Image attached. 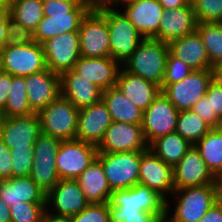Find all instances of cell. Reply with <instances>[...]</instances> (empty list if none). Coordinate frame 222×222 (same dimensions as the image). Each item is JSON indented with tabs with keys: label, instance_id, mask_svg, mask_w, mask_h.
Returning <instances> with one entry per match:
<instances>
[{
	"label": "cell",
	"instance_id": "cell-1",
	"mask_svg": "<svg viewBox=\"0 0 222 222\" xmlns=\"http://www.w3.org/2000/svg\"><path fill=\"white\" fill-rule=\"evenodd\" d=\"M43 18L34 31L35 42L42 44L56 35L78 31L91 10L81 0H43Z\"/></svg>",
	"mask_w": 222,
	"mask_h": 222
},
{
	"label": "cell",
	"instance_id": "cell-2",
	"mask_svg": "<svg viewBox=\"0 0 222 222\" xmlns=\"http://www.w3.org/2000/svg\"><path fill=\"white\" fill-rule=\"evenodd\" d=\"M168 53V43L156 38H144L122 67L159 86L162 91Z\"/></svg>",
	"mask_w": 222,
	"mask_h": 222
},
{
	"label": "cell",
	"instance_id": "cell-3",
	"mask_svg": "<svg viewBox=\"0 0 222 222\" xmlns=\"http://www.w3.org/2000/svg\"><path fill=\"white\" fill-rule=\"evenodd\" d=\"M107 20L110 41V57L118 61L121 66L136 50L144 37L139 33L131 21L115 9L103 7L97 9Z\"/></svg>",
	"mask_w": 222,
	"mask_h": 222
},
{
	"label": "cell",
	"instance_id": "cell-4",
	"mask_svg": "<svg viewBox=\"0 0 222 222\" xmlns=\"http://www.w3.org/2000/svg\"><path fill=\"white\" fill-rule=\"evenodd\" d=\"M41 132L61 141L76 139L79 109L60 95L37 113Z\"/></svg>",
	"mask_w": 222,
	"mask_h": 222
},
{
	"label": "cell",
	"instance_id": "cell-5",
	"mask_svg": "<svg viewBox=\"0 0 222 222\" xmlns=\"http://www.w3.org/2000/svg\"><path fill=\"white\" fill-rule=\"evenodd\" d=\"M144 151L98 153L104 174L112 191L128 189L139 180L141 154Z\"/></svg>",
	"mask_w": 222,
	"mask_h": 222
},
{
	"label": "cell",
	"instance_id": "cell-6",
	"mask_svg": "<svg viewBox=\"0 0 222 222\" xmlns=\"http://www.w3.org/2000/svg\"><path fill=\"white\" fill-rule=\"evenodd\" d=\"M172 194L178 199L171 215L173 222H198L216 203L214 184L175 189Z\"/></svg>",
	"mask_w": 222,
	"mask_h": 222
},
{
	"label": "cell",
	"instance_id": "cell-7",
	"mask_svg": "<svg viewBox=\"0 0 222 222\" xmlns=\"http://www.w3.org/2000/svg\"><path fill=\"white\" fill-rule=\"evenodd\" d=\"M4 72L25 77L47 69L42 44L5 45L0 51Z\"/></svg>",
	"mask_w": 222,
	"mask_h": 222
},
{
	"label": "cell",
	"instance_id": "cell-8",
	"mask_svg": "<svg viewBox=\"0 0 222 222\" xmlns=\"http://www.w3.org/2000/svg\"><path fill=\"white\" fill-rule=\"evenodd\" d=\"M61 140L40 132L34 144V161L30 177L47 194L60 180L56 154Z\"/></svg>",
	"mask_w": 222,
	"mask_h": 222
},
{
	"label": "cell",
	"instance_id": "cell-9",
	"mask_svg": "<svg viewBox=\"0 0 222 222\" xmlns=\"http://www.w3.org/2000/svg\"><path fill=\"white\" fill-rule=\"evenodd\" d=\"M98 156L97 146L73 139L61 141L56 154V169L60 179L76 180Z\"/></svg>",
	"mask_w": 222,
	"mask_h": 222
},
{
	"label": "cell",
	"instance_id": "cell-10",
	"mask_svg": "<svg viewBox=\"0 0 222 222\" xmlns=\"http://www.w3.org/2000/svg\"><path fill=\"white\" fill-rule=\"evenodd\" d=\"M214 78V69L194 70L184 80L167 85L161 92L178 111L191 110L206 95Z\"/></svg>",
	"mask_w": 222,
	"mask_h": 222
},
{
	"label": "cell",
	"instance_id": "cell-11",
	"mask_svg": "<svg viewBox=\"0 0 222 222\" xmlns=\"http://www.w3.org/2000/svg\"><path fill=\"white\" fill-rule=\"evenodd\" d=\"M78 32L81 56L90 58L110 57L107 20L97 9H91L86 14Z\"/></svg>",
	"mask_w": 222,
	"mask_h": 222
},
{
	"label": "cell",
	"instance_id": "cell-12",
	"mask_svg": "<svg viewBox=\"0 0 222 222\" xmlns=\"http://www.w3.org/2000/svg\"><path fill=\"white\" fill-rule=\"evenodd\" d=\"M179 111L162 93L143 112L142 129L148 145L159 137L176 132Z\"/></svg>",
	"mask_w": 222,
	"mask_h": 222
},
{
	"label": "cell",
	"instance_id": "cell-13",
	"mask_svg": "<svg viewBox=\"0 0 222 222\" xmlns=\"http://www.w3.org/2000/svg\"><path fill=\"white\" fill-rule=\"evenodd\" d=\"M47 68L62 74L71 70L80 58L79 32H66L42 43Z\"/></svg>",
	"mask_w": 222,
	"mask_h": 222
},
{
	"label": "cell",
	"instance_id": "cell-14",
	"mask_svg": "<svg viewBox=\"0 0 222 222\" xmlns=\"http://www.w3.org/2000/svg\"><path fill=\"white\" fill-rule=\"evenodd\" d=\"M148 148L142 125L114 121L97 146L98 153L145 151Z\"/></svg>",
	"mask_w": 222,
	"mask_h": 222
},
{
	"label": "cell",
	"instance_id": "cell-15",
	"mask_svg": "<svg viewBox=\"0 0 222 222\" xmlns=\"http://www.w3.org/2000/svg\"><path fill=\"white\" fill-rule=\"evenodd\" d=\"M40 132V120L37 113L0 117V138L9 149L34 148Z\"/></svg>",
	"mask_w": 222,
	"mask_h": 222
},
{
	"label": "cell",
	"instance_id": "cell-16",
	"mask_svg": "<svg viewBox=\"0 0 222 222\" xmlns=\"http://www.w3.org/2000/svg\"><path fill=\"white\" fill-rule=\"evenodd\" d=\"M138 184L151 188L166 200V205H170L166 194L175 190L173 168L148 148L141 154Z\"/></svg>",
	"mask_w": 222,
	"mask_h": 222
},
{
	"label": "cell",
	"instance_id": "cell-17",
	"mask_svg": "<svg viewBox=\"0 0 222 222\" xmlns=\"http://www.w3.org/2000/svg\"><path fill=\"white\" fill-rule=\"evenodd\" d=\"M109 207H131L160 216L166 212V200L147 186L136 184L128 189L114 190Z\"/></svg>",
	"mask_w": 222,
	"mask_h": 222
},
{
	"label": "cell",
	"instance_id": "cell-18",
	"mask_svg": "<svg viewBox=\"0 0 222 222\" xmlns=\"http://www.w3.org/2000/svg\"><path fill=\"white\" fill-rule=\"evenodd\" d=\"M211 173L195 146H191L184 157L173 167L175 189L214 184Z\"/></svg>",
	"mask_w": 222,
	"mask_h": 222
},
{
	"label": "cell",
	"instance_id": "cell-19",
	"mask_svg": "<svg viewBox=\"0 0 222 222\" xmlns=\"http://www.w3.org/2000/svg\"><path fill=\"white\" fill-rule=\"evenodd\" d=\"M52 204V213L72 217L90 203L86 200L77 180L60 179L46 194V207ZM55 210V212L53 211Z\"/></svg>",
	"mask_w": 222,
	"mask_h": 222
},
{
	"label": "cell",
	"instance_id": "cell-20",
	"mask_svg": "<svg viewBox=\"0 0 222 222\" xmlns=\"http://www.w3.org/2000/svg\"><path fill=\"white\" fill-rule=\"evenodd\" d=\"M112 122L108 108L102 100L81 108L76 139L98 146Z\"/></svg>",
	"mask_w": 222,
	"mask_h": 222
},
{
	"label": "cell",
	"instance_id": "cell-21",
	"mask_svg": "<svg viewBox=\"0 0 222 222\" xmlns=\"http://www.w3.org/2000/svg\"><path fill=\"white\" fill-rule=\"evenodd\" d=\"M28 102L31 110L38 113L61 95V76L48 68L25 76Z\"/></svg>",
	"mask_w": 222,
	"mask_h": 222
},
{
	"label": "cell",
	"instance_id": "cell-22",
	"mask_svg": "<svg viewBox=\"0 0 222 222\" xmlns=\"http://www.w3.org/2000/svg\"><path fill=\"white\" fill-rule=\"evenodd\" d=\"M60 76L61 95L76 108L81 109L102 100L103 91L73 69L63 72Z\"/></svg>",
	"mask_w": 222,
	"mask_h": 222
},
{
	"label": "cell",
	"instance_id": "cell-23",
	"mask_svg": "<svg viewBox=\"0 0 222 222\" xmlns=\"http://www.w3.org/2000/svg\"><path fill=\"white\" fill-rule=\"evenodd\" d=\"M163 10L158 0H136L123 12L144 38L159 39Z\"/></svg>",
	"mask_w": 222,
	"mask_h": 222
},
{
	"label": "cell",
	"instance_id": "cell-24",
	"mask_svg": "<svg viewBox=\"0 0 222 222\" xmlns=\"http://www.w3.org/2000/svg\"><path fill=\"white\" fill-rule=\"evenodd\" d=\"M121 64L111 57L90 58L80 56L73 70L93 82L102 91L116 85Z\"/></svg>",
	"mask_w": 222,
	"mask_h": 222
},
{
	"label": "cell",
	"instance_id": "cell-25",
	"mask_svg": "<svg viewBox=\"0 0 222 222\" xmlns=\"http://www.w3.org/2000/svg\"><path fill=\"white\" fill-rule=\"evenodd\" d=\"M198 22L193 5L164 9L159 25V40L169 43L174 39L184 37L196 31Z\"/></svg>",
	"mask_w": 222,
	"mask_h": 222
},
{
	"label": "cell",
	"instance_id": "cell-26",
	"mask_svg": "<svg viewBox=\"0 0 222 222\" xmlns=\"http://www.w3.org/2000/svg\"><path fill=\"white\" fill-rule=\"evenodd\" d=\"M169 52L193 71L215 69L209 60L203 40L197 31L168 43Z\"/></svg>",
	"mask_w": 222,
	"mask_h": 222
},
{
	"label": "cell",
	"instance_id": "cell-27",
	"mask_svg": "<svg viewBox=\"0 0 222 222\" xmlns=\"http://www.w3.org/2000/svg\"><path fill=\"white\" fill-rule=\"evenodd\" d=\"M0 199L9 207L21 201L46 203V193L30 176L0 180Z\"/></svg>",
	"mask_w": 222,
	"mask_h": 222
},
{
	"label": "cell",
	"instance_id": "cell-28",
	"mask_svg": "<svg viewBox=\"0 0 222 222\" xmlns=\"http://www.w3.org/2000/svg\"><path fill=\"white\" fill-rule=\"evenodd\" d=\"M138 108L145 111L160 94L161 88L121 68L115 85Z\"/></svg>",
	"mask_w": 222,
	"mask_h": 222
},
{
	"label": "cell",
	"instance_id": "cell-29",
	"mask_svg": "<svg viewBox=\"0 0 222 222\" xmlns=\"http://www.w3.org/2000/svg\"><path fill=\"white\" fill-rule=\"evenodd\" d=\"M89 203H108L112 190L101 161L96 158L76 179Z\"/></svg>",
	"mask_w": 222,
	"mask_h": 222
},
{
	"label": "cell",
	"instance_id": "cell-30",
	"mask_svg": "<svg viewBox=\"0 0 222 222\" xmlns=\"http://www.w3.org/2000/svg\"><path fill=\"white\" fill-rule=\"evenodd\" d=\"M102 101L106 104L112 121L142 124L144 111L133 104L116 86L103 91Z\"/></svg>",
	"mask_w": 222,
	"mask_h": 222
},
{
	"label": "cell",
	"instance_id": "cell-31",
	"mask_svg": "<svg viewBox=\"0 0 222 222\" xmlns=\"http://www.w3.org/2000/svg\"><path fill=\"white\" fill-rule=\"evenodd\" d=\"M192 145L177 132L154 140L149 148L172 168L184 157Z\"/></svg>",
	"mask_w": 222,
	"mask_h": 222
},
{
	"label": "cell",
	"instance_id": "cell-32",
	"mask_svg": "<svg viewBox=\"0 0 222 222\" xmlns=\"http://www.w3.org/2000/svg\"><path fill=\"white\" fill-rule=\"evenodd\" d=\"M214 176L222 174V127L212 128L195 145Z\"/></svg>",
	"mask_w": 222,
	"mask_h": 222
},
{
	"label": "cell",
	"instance_id": "cell-33",
	"mask_svg": "<svg viewBox=\"0 0 222 222\" xmlns=\"http://www.w3.org/2000/svg\"><path fill=\"white\" fill-rule=\"evenodd\" d=\"M10 17L34 32L43 18L42 0H8Z\"/></svg>",
	"mask_w": 222,
	"mask_h": 222
},
{
	"label": "cell",
	"instance_id": "cell-34",
	"mask_svg": "<svg viewBox=\"0 0 222 222\" xmlns=\"http://www.w3.org/2000/svg\"><path fill=\"white\" fill-rule=\"evenodd\" d=\"M12 88L5 108L0 112V117H16L33 114L28 102L25 77L12 76Z\"/></svg>",
	"mask_w": 222,
	"mask_h": 222
},
{
	"label": "cell",
	"instance_id": "cell-35",
	"mask_svg": "<svg viewBox=\"0 0 222 222\" xmlns=\"http://www.w3.org/2000/svg\"><path fill=\"white\" fill-rule=\"evenodd\" d=\"M212 128L192 110L179 111L176 132L192 146Z\"/></svg>",
	"mask_w": 222,
	"mask_h": 222
},
{
	"label": "cell",
	"instance_id": "cell-36",
	"mask_svg": "<svg viewBox=\"0 0 222 222\" xmlns=\"http://www.w3.org/2000/svg\"><path fill=\"white\" fill-rule=\"evenodd\" d=\"M196 31L203 40L211 65L222 63V22L198 23Z\"/></svg>",
	"mask_w": 222,
	"mask_h": 222
},
{
	"label": "cell",
	"instance_id": "cell-37",
	"mask_svg": "<svg viewBox=\"0 0 222 222\" xmlns=\"http://www.w3.org/2000/svg\"><path fill=\"white\" fill-rule=\"evenodd\" d=\"M46 203H29L21 201L10 207L11 222H42Z\"/></svg>",
	"mask_w": 222,
	"mask_h": 222
},
{
	"label": "cell",
	"instance_id": "cell-38",
	"mask_svg": "<svg viewBox=\"0 0 222 222\" xmlns=\"http://www.w3.org/2000/svg\"><path fill=\"white\" fill-rule=\"evenodd\" d=\"M198 23L222 22V0L191 1Z\"/></svg>",
	"mask_w": 222,
	"mask_h": 222
},
{
	"label": "cell",
	"instance_id": "cell-39",
	"mask_svg": "<svg viewBox=\"0 0 222 222\" xmlns=\"http://www.w3.org/2000/svg\"><path fill=\"white\" fill-rule=\"evenodd\" d=\"M193 70L181 60L174 57L170 52L166 59L162 90L169 84L184 80Z\"/></svg>",
	"mask_w": 222,
	"mask_h": 222
},
{
	"label": "cell",
	"instance_id": "cell-40",
	"mask_svg": "<svg viewBox=\"0 0 222 222\" xmlns=\"http://www.w3.org/2000/svg\"><path fill=\"white\" fill-rule=\"evenodd\" d=\"M12 177L29 176L34 161V148L10 149Z\"/></svg>",
	"mask_w": 222,
	"mask_h": 222
},
{
	"label": "cell",
	"instance_id": "cell-41",
	"mask_svg": "<svg viewBox=\"0 0 222 222\" xmlns=\"http://www.w3.org/2000/svg\"><path fill=\"white\" fill-rule=\"evenodd\" d=\"M70 218L71 222H111L109 203H90Z\"/></svg>",
	"mask_w": 222,
	"mask_h": 222
},
{
	"label": "cell",
	"instance_id": "cell-42",
	"mask_svg": "<svg viewBox=\"0 0 222 222\" xmlns=\"http://www.w3.org/2000/svg\"><path fill=\"white\" fill-rule=\"evenodd\" d=\"M153 213L131 207H110L111 222H151Z\"/></svg>",
	"mask_w": 222,
	"mask_h": 222
},
{
	"label": "cell",
	"instance_id": "cell-43",
	"mask_svg": "<svg viewBox=\"0 0 222 222\" xmlns=\"http://www.w3.org/2000/svg\"><path fill=\"white\" fill-rule=\"evenodd\" d=\"M7 44L24 45L32 44L34 40V32L26 29L21 23L15 21L9 16L7 23Z\"/></svg>",
	"mask_w": 222,
	"mask_h": 222
},
{
	"label": "cell",
	"instance_id": "cell-44",
	"mask_svg": "<svg viewBox=\"0 0 222 222\" xmlns=\"http://www.w3.org/2000/svg\"><path fill=\"white\" fill-rule=\"evenodd\" d=\"M200 118H202L211 128L222 127V121L215 113H212L211 100L204 95L192 108Z\"/></svg>",
	"mask_w": 222,
	"mask_h": 222
},
{
	"label": "cell",
	"instance_id": "cell-45",
	"mask_svg": "<svg viewBox=\"0 0 222 222\" xmlns=\"http://www.w3.org/2000/svg\"><path fill=\"white\" fill-rule=\"evenodd\" d=\"M206 96L211 100L212 113L222 121V83L214 78L208 86Z\"/></svg>",
	"mask_w": 222,
	"mask_h": 222
},
{
	"label": "cell",
	"instance_id": "cell-46",
	"mask_svg": "<svg viewBox=\"0 0 222 222\" xmlns=\"http://www.w3.org/2000/svg\"><path fill=\"white\" fill-rule=\"evenodd\" d=\"M12 177V160L10 149L0 138V180Z\"/></svg>",
	"mask_w": 222,
	"mask_h": 222
},
{
	"label": "cell",
	"instance_id": "cell-47",
	"mask_svg": "<svg viewBox=\"0 0 222 222\" xmlns=\"http://www.w3.org/2000/svg\"><path fill=\"white\" fill-rule=\"evenodd\" d=\"M11 86L12 75L4 72L0 75V112L5 108Z\"/></svg>",
	"mask_w": 222,
	"mask_h": 222
},
{
	"label": "cell",
	"instance_id": "cell-48",
	"mask_svg": "<svg viewBox=\"0 0 222 222\" xmlns=\"http://www.w3.org/2000/svg\"><path fill=\"white\" fill-rule=\"evenodd\" d=\"M198 222H222V205L215 203Z\"/></svg>",
	"mask_w": 222,
	"mask_h": 222
},
{
	"label": "cell",
	"instance_id": "cell-49",
	"mask_svg": "<svg viewBox=\"0 0 222 222\" xmlns=\"http://www.w3.org/2000/svg\"><path fill=\"white\" fill-rule=\"evenodd\" d=\"M10 16L9 10L7 9L5 12L0 14V51L2 48L7 45V27L6 23Z\"/></svg>",
	"mask_w": 222,
	"mask_h": 222
},
{
	"label": "cell",
	"instance_id": "cell-50",
	"mask_svg": "<svg viewBox=\"0 0 222 222\" xmlns=\"http://www.w3.org/2000/svg\"><path fill=\"white\" fill-rule=\"evenodd\" d=\"M42 222H71V218L68 216L51 213L48 209H45Z\"/></svg>",
	"mask_w": 222,
	"mask_h": 222
},
{
	"label": "cell",
	"instance_id": "cell-51",
	"mask_svg": "<svg viewBox=\"0 0 222 222\" xmlns=\"http://www.w3.org/2000/svg\"><path fill=\"white\" fill-rule=\"evenodd\" d=\"M163 9L181 8L190 3V0H158Z\"/></svg>",
	"mask_w": 222,
	"mask_h": 222
},
{
	"label": "cell",
	"instance_id": "cell-52",
	"mask_svg": "<svg viewBox=\"0 0 222 222\" xmlns=\"http://www.w3.org/2000/svg\"><path fill=\"white\" fill-rule=\"evenodd\" d=\"M90 9H100L108 7L112 0H81Z\"/></svg>",
	"mask_w": 222,
	"mask_h": 222
},
{
	"label": "cell",
	"instance_id": "cell-53",
	"mask_svg": "<svg viewBox=\"0 0 222 222\" xmlns=\"http://www.w3.org/2000/svg\"><path fill=\"white\" fill-rule=\"evenodd\" d=\"M0 222H11L10 207L0 199Z\"/></svg>",
	"mask_w": 222,
	"mask_h": 222
},
{
	"label": "cell",
	"instance_id": "cell-54",
	"mask_svg": "<svg viewBox=\"0 0 222 222\" xmlns=\"http://www.w3.org/2000/svg\"><path fill=\"white\" fill-rule=\"evenodd\" d=\"M216 203L222 205V174L215 176Z\"/></svg>",
	"mask_w": 222,
	"mask_h": 222
},
{
	"label": "cell",
	"instance_id": "cell-55",
	"mask_svg": "<svg viewBox=\"0 0 222 222\" xmlns=\"http://www.w3.org/2000/svg\"><path fill=\"white\" fill-rule=\"evenodd\" d=\"M166 205V212L160 216H155V218L151 222H173L171 217H168L170 208Z\"/></svg>",
	"mask_w": 222,
	"mask_h": 222
},
{
	"label": "cell",
	"instance_id": "cell-56",
	"mask_svg": "<svg viewBox=\"0 0 222 222\" xmlns=\"http://www.w3.org/2000/svg\"><path fill=\"white\" fill-rule=\"evenodd\" d=\"M136 0H112V2L110 3V5L108 6V8H111L113 9V5L115 6H118L119 4H125V7L127 5H130L132 3H134Z\"/></svg>",
	"mask_w": 222,
	"mask_h": 222
},
{
	"label": "cell",
	"instance_id": "cell-57",
	"mask_svg": "<svg viewBox=\"0 0 222 222\" xmlns=\"http://www.w3.org/2000/svg\"><path fill=\"white\" fill-rule=\"evenodd\" d=\"M214 71H215V78L222 83V63H220L217 67H215Z\"/></svg>",
	"mask_w": 222,
	"mask_h": 222
},
{
	"label": "cell",
	"instance_id": "cell-58",
	"mask_svg": "<svg viewBox=\"0 0 222 222\" xmlns=\"http://www.w3.org/2000/svg\"><path fill=\"white\" fill-rule=\"evenodd\" d=\"M8 9V0H0V14Z\"/></svg>",
	"mask_w": 222,
	"mask_h": 222
},
{
	"label": "cell",
	"instance_id": "cell-59",
	"mask_svg": "<svg viewBox=\"0 0 222 222\" xmlns=\"http://www.w3.org/2000/svg\"><path fill=\"white\" fill-rule=\"evenodd\" d=\"M3 73H4V68H3V64H2V60L0 56V75H2Z\"/></svg>",
	"mask_w": 222,
	"mask_h": 222
}]
</instances>
